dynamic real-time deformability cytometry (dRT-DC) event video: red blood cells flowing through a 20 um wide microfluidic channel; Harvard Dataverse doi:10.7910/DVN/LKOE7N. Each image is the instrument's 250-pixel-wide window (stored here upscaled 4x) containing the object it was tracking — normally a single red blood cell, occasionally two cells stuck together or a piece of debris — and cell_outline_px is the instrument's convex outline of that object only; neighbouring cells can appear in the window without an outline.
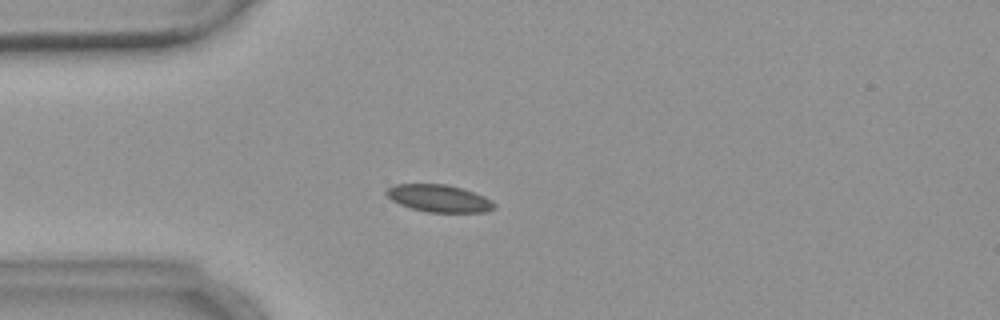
{"species": "common noctule bat (a hibernating species)", "species_latin": "Nyctalus noctula", "temperature_condition": "warm", "stored_images_in_passage": 4, "camera_frame_rate_fps": 3000, "um_per_image_px": 0.085, "animal": {"sex": "female", "body_mass_g": 18.4}, "frame": {"image": 1, "passage_image": 4, "time_ms": 4.333, "image_size_px": [1000, 320], "cell_outline_px": [[496, 208], [484, 212], [428, 212], [412, 208], [400, 204], [392, 200], [384, 192], [388, 188], [396, 184], [444, 184], [460, 188], [484, 196], [492, 200], [496, 204]], "centroid_in_image_um": [37.33, 16.86], "position_along_channel_um": 47.7, "area_um2": 16.99}}